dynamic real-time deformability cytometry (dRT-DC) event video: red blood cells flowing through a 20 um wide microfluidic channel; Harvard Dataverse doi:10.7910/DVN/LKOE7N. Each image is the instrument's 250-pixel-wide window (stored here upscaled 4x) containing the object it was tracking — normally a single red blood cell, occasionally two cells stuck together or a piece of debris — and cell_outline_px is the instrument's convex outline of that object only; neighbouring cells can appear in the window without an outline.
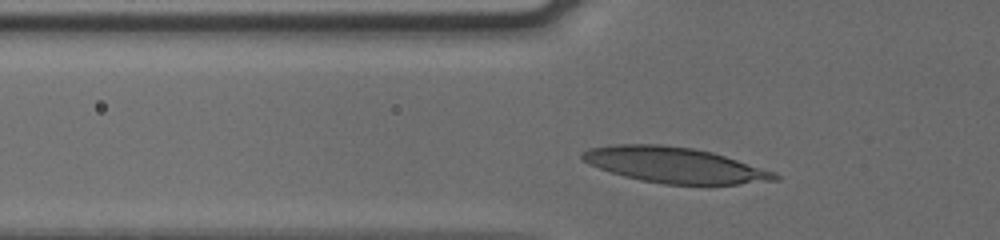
{"species": "human", "species_latin": "Homo sapiens", "temperature_condition": "cold", "stored_images_in_passage": 29, "camera_frame_rate_fps": 3000, "um_per_image_px": 0.085, "donor": {"sex": "male"}, "frame": {"image": 1, "passage_image": 2, "time_ms": 0.333, "image_size_px": [1000, 240], "cell_outline_px": [[780, 180], [740, 184], [664, 184], [640, 180], [624, 176], [588, 164], [580, 160], [580, 156], [588, 148], [616, 144], [660, 144], [692, 148], [712, 152], [776, 172], [780, 176]], "centroid_in_image_um": [57.34, 14.03], "position_along_channel_um": 68.5, "area_um2": 39.88}}
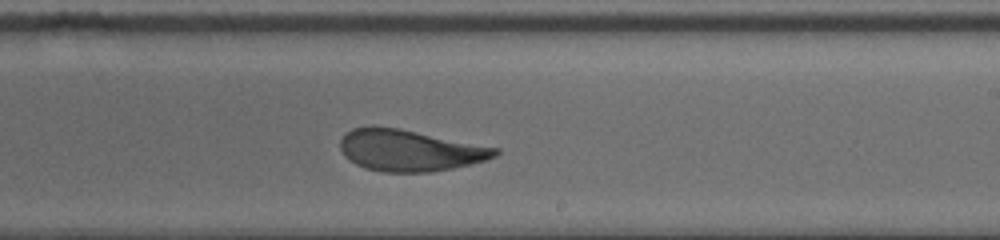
{"frame": {"image": 2, "passage_image": 17, "time_ms": 5.333, "image_size_px": [1000, 240], "cell_outline_px": [[500, 152], [496, 156], [484, 160], [452, 168], [428, 172], [384, 172], [364, 168], [348, 160], [344, 156], [340, 148], [340, 140], [344, 132], [352, 128], [400, 128], [500, 148]], "centroid_in_image_um": [34.81, 12.79], "position_along_channel_um": 254.2, "area_um2": 37.17}}
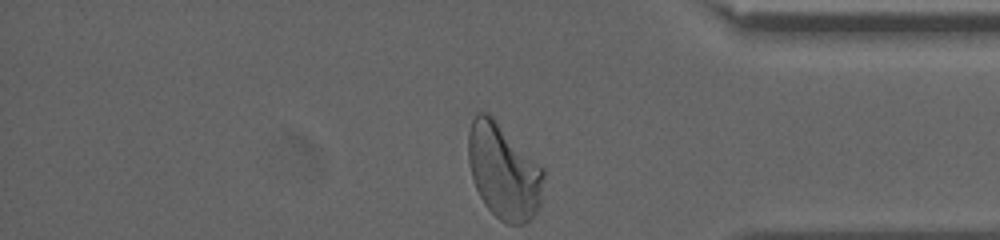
{"frame": {"image": 3, "passage_image": 29, "time_ms": 9.333, "image_size_px": [1000, 240], "cell_outline_px": [[544, 176], [540, 204], [536, 212], [524, 224], [504, 224], [484, 204], [476, 188], [472, 176], [468, 160], [468, 132], [472, 120], [476, 112], [488, 112], [544, 168]], "centroid_in_image_um": [42.8, 14.56], "position_along_channel_um": 392.4, "area_um2": 41.79}, "authors_computed_cell_mechanics": {"area_um2": 37.6278, "velocity_mm_per_s": 3.7796, "shape_relaxation_time_tau1_ms": 6.3922, "shape_relaxation_time_tau2_ms": 1.1625, "deformation_change_tau1": 0.2001, "deformation_change_tau2": 0.0702}}